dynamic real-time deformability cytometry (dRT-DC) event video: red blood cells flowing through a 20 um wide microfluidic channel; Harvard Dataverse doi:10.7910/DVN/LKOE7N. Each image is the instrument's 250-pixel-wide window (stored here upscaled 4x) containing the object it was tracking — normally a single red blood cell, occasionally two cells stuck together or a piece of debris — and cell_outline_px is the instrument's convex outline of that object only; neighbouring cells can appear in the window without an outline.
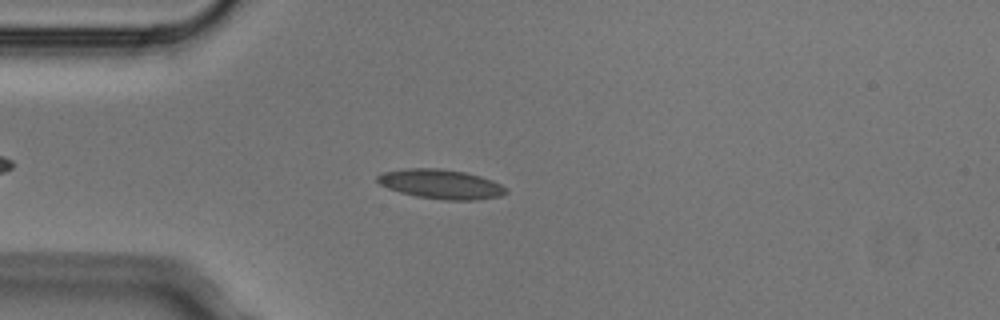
{"species": "Egyptian fruit bat (a non-hibernating species)", "species_latin": "Rousettus aegyptiacus", "temperature_condition": "cold", "stored_images_in_passage": 3, "camera_frame_rate_fps": 3000, "um_per_image_px": 0.085, "animal": {"sex": "male"}, "frame": {"image": 1, "passage_image": 3, "time_ms": 0.667, "image_size_px": [1000, 320], "cell_outline_px": [[508, 192], [500, 196], [476, 200], [444, 200], [416, 196], [400, 192], [388, 188], [380, 184], [376, 180], [376, 176], [384, 172], [408, 168], [440, 168], [464, 172], [480, 176], [492, 180], [500, 184]], "centroid_in_image_um": [37.46, 15.65], "position_along_channel_um": 47.5, "area_um2": 21.96}}